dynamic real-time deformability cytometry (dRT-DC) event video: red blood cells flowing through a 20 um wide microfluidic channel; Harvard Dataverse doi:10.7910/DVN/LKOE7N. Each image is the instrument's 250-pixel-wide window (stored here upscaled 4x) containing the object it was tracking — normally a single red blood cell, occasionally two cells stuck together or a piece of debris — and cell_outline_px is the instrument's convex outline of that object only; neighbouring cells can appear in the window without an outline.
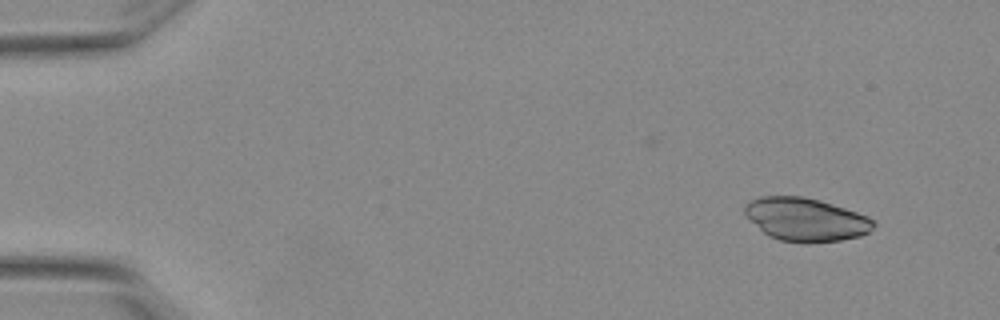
{"species": "Egyptian fruit bat (a non-hibernating species)", "species_latin": "Rousettus aegyptiacus", "temperature_condition": "warm", "stored_images_in_passage": 5, "camera_frame_rate_fps": 3000, "um_per_image_px": 0.085, "animal": {"sex": "female"}, "frame": {"image": 1, "passage_image": 2, "time_ms": 0.333, "image_size_px": [1000, 320], "cell_outline_px": [[876, 224], [868, 232], [860, 236], [840, 240], [780, 240], [768, 236], [744, 212], [744, 204], [760, 196], [804, 196], [820, 200], [868, 216]], "centroid_in_image_um": [68.49, 18.61], "position_along_channel_um": 16.5, "area_um2": 31.44}}
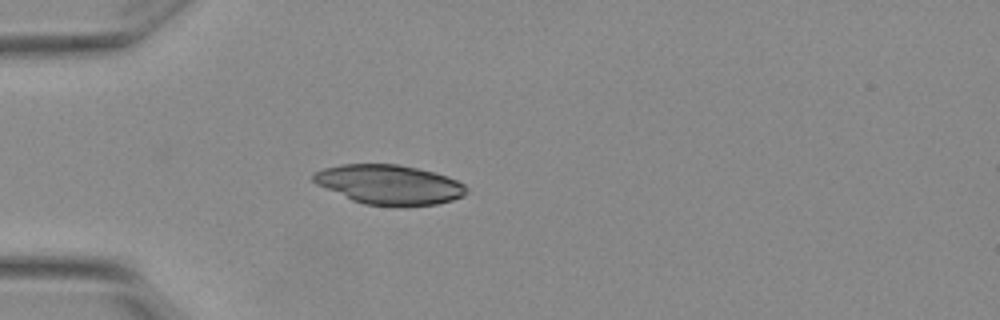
{"frame": {"image": 2, "passage_image": 5, "time_ms": 1.333, "image_size_px": [1000, 320], "cell_outline_px": [[468, 192], [464, 196], [452, 200], [436, 204], [364, 204], [352, 200], [316, 184], [312, 180], [312, 176], [316, 172], [324, 168], [340, 164], [396, 164], [416, 168], [448, 176], [464, 184], [468, 188]], "centroid_in_image_um": [33.08, 15.66], "position_along_channel_um": 51.9, "area_um2": 34.62}}